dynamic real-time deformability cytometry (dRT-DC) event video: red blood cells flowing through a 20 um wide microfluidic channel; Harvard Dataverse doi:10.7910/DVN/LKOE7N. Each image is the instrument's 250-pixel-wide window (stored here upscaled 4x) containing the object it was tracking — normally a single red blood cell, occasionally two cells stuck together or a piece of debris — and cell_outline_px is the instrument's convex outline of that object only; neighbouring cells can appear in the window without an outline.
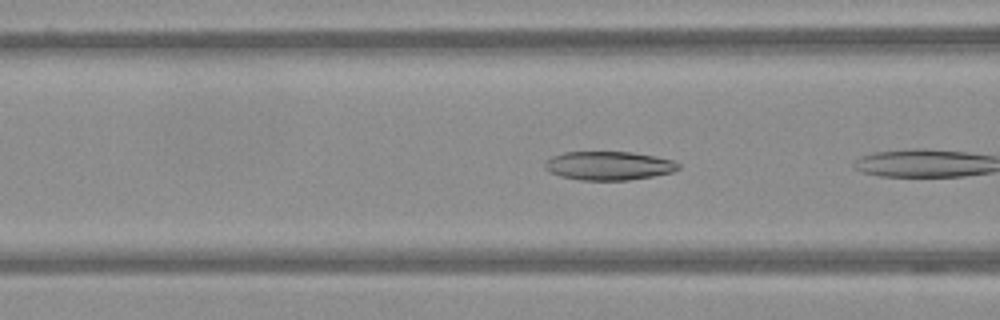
{"species": "Egyptian fruit bat (a non-hibernating species)", "species_latin": "Rousettus aegyptiacus", "temperature_condition": "warm", "stored_images_in_passage": 5, "camera_frame_rate_fps": 3000, "um_per_image_px": 0.085, "frame": {"image": 1, "passage_image": 4, "time_ms": 1.0, "image_size_px": [1000, 320], "cell_outline_px": [[680, 168], [672, 172], [652, 176], [628, 180], [580, 180], [560, 176], [548, 172], [544, 168], [544, 160], [552, 156], [564, 152], [632, 152], [656, 156], [672, 160], [680, 164]], "centroid_in_image_um": [51.7, 14.08], "position_along_channel_um": 114.9, "area_um2": 22.48}}